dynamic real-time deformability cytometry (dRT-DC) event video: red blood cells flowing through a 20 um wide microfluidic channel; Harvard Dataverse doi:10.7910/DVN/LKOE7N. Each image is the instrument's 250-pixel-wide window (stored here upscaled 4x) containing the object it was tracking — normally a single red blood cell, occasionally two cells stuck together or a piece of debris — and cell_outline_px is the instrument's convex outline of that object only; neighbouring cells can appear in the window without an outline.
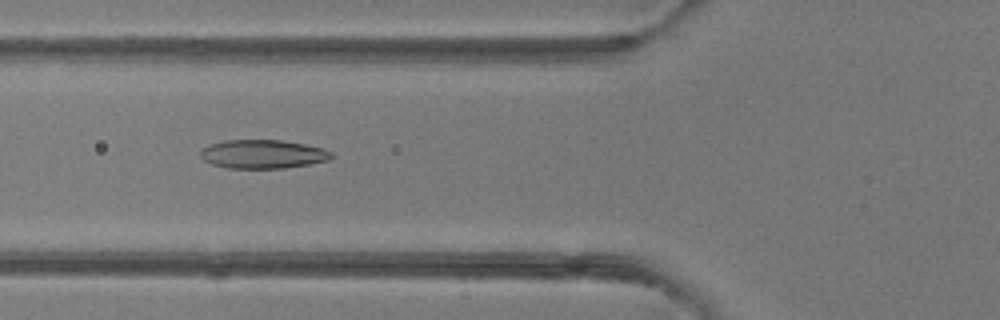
{"species": "common noctule bat (a hibernating species)", "species_latin": "Nyctalus noctula", "temperature_condition": "room temperature", "stored_images_in_passage": 7, "camera_frame_rate_fps": 3000, "um_per_image_px": 0.085, "animal": {"sex": "female"}, "frame": {"image": 1, "passage_image": 5, "time_ms": 4.333, "image_size_px": [1000, 320], "cell_outline_px": [[332, 156], [328, 160], [308, 164], [284, 168], [228, 168], [212, 164], [204, 160], [200, 156], [200, 152], [204, 148], [212, 144], [224, 140], [280, 140], [304, 144], [324, 148], [332, 152]], "centroid_in_image_um": [22.34, 13.1], "position_along_channel_um": 103.5, "area_um2": 21.73}}
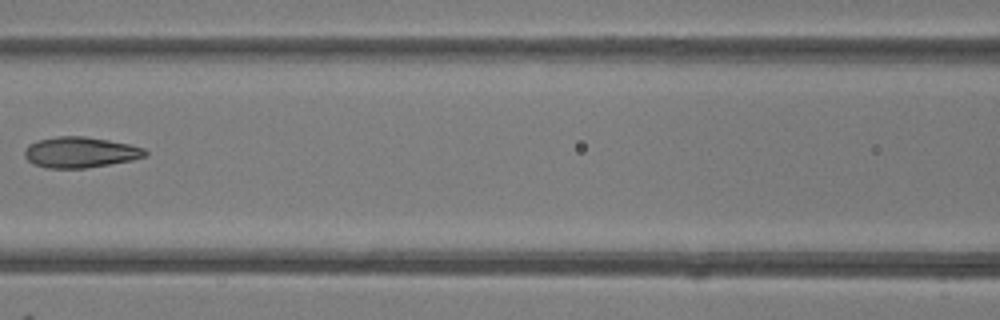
{"frame": {"image": 2, "passage_image": 6, "time_ms": 5.667, "image_size_px": [1000, 320], "cell_outline_px": [[148, 156], [132, 160], [84, 168], [48, 168], [32, 164], [24, 156], [24, 148], [28, 144], [36, 140], [56, 136], [84, 136], [108, 140], [128, 144], [144, 148], [148, 152]], "centroid_in_image_um": [6.79, 12.94], "position_along_channel_um": 159.8, "area_um2": 21.73}}
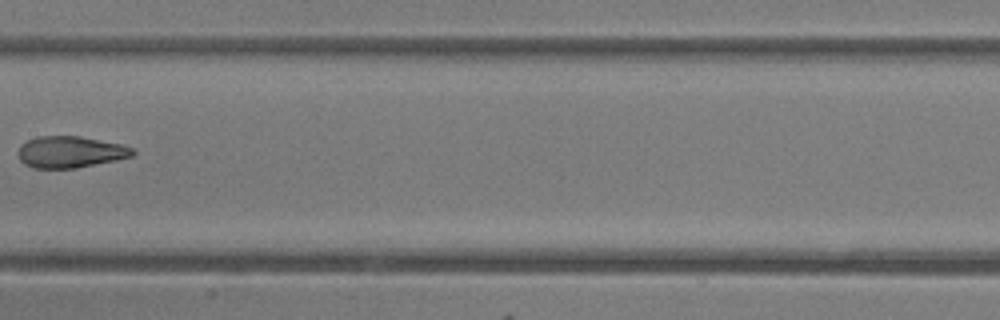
{"frame": {"image": 3, "passage_image": 7, "time_ms": 6.667, "image_size_px": [1000, 320], "cell_outline_px": [[136, 152], [132, 156], [116, 160], [76, 168], [32, 168], [24, 164], [20, 160], [16, 152], [20, 144], [28, 140], [40, 136], [80, 136], [120, 144], [132, 148]], "centroid_in_image_um": [5.93, 12.92], "position_along_channel_um": 201.5, "area_um2": 21.1}}